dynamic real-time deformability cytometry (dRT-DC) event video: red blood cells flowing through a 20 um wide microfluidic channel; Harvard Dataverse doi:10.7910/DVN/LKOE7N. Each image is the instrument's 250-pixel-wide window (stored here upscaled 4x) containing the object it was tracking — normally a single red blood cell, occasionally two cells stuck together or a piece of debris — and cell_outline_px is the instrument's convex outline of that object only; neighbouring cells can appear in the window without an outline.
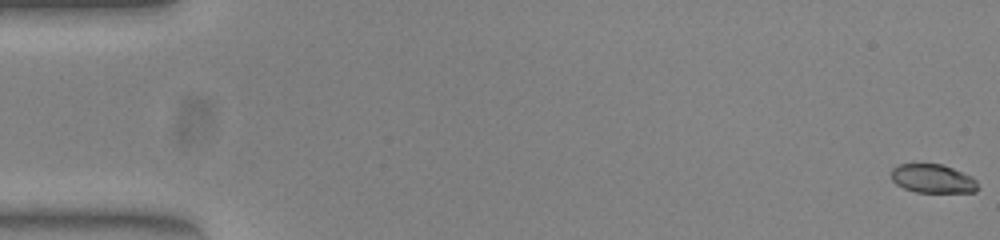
{"species": "common noctule bat (a hibernating species)", "species_latin": "Nyctalus noctula", "temperature_condition": "warm", "stored_images_in_passage": 35, "camera_frame_rate_fps": 3000, "um_per_image_px": 0.085, "animal": {"sex": "female", "body_mass_g": 23.0, "forearm_length_mm": 53.4}, "frame": {"image": 1, "passage_image": 1, "time_ms": 0.0, "image_size_px": [1000, 240], "cell_outline_px": [[980, 188], [976, 192], [916, 192], [904, 188], [896, 184], [892, 180], [892, 168], [900, 164], [944, 164], [972, 176], [976, 180]], "centroid_in_image_um": [79.33, 15.18], "position_along_channel_um": 5.7, "area_um2": 14.62}}
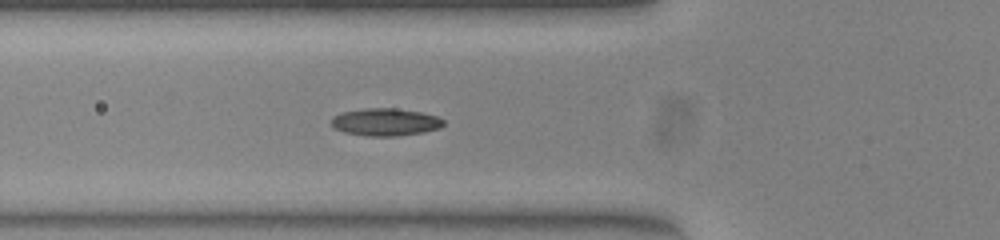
{"frame": {"image": 2, "passage_image": 20, "time_ms": 6.333, "image_size_px": [1000, 240], "cell_outline_px": [[444, 124], [440, 128], [424, 132], [396, 136], [364, 136], [344, 132], [336, 128], [332, 124], [332, 116], [340, 112], [364, 108], [396, 108], [420, 112], [436, 116], [444, 120]], "centroid_in_image_um": [32.75, 10.37], "position_along_channel_um": 93.1, "area_um2": 18.03}}
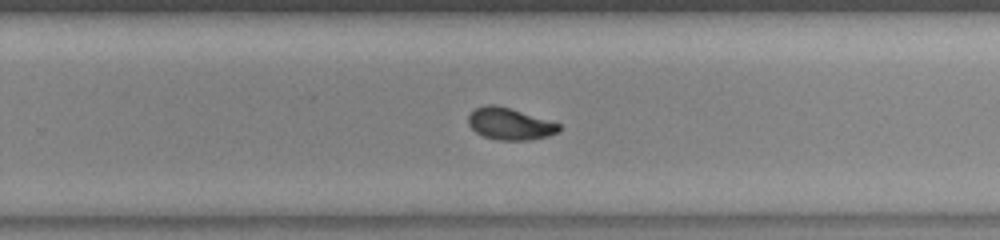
{"frame": {"image": 3, "passage_image": 35, "time_ms": 11.333, "image_size_px": [1000, 240], "cell_outline_px": [[560, 128], [556, 132], [548, 136], [532, 140], [500, 140], [484, 136], [476, 132], [468, 124], [468, 116], [476, 108], [484, 104], [496, 104], [560, 124]], "centroid_in_image_um": [43.3, 10.53], "position_along_channel_um": 286.5, "area_um2": 16.59}}